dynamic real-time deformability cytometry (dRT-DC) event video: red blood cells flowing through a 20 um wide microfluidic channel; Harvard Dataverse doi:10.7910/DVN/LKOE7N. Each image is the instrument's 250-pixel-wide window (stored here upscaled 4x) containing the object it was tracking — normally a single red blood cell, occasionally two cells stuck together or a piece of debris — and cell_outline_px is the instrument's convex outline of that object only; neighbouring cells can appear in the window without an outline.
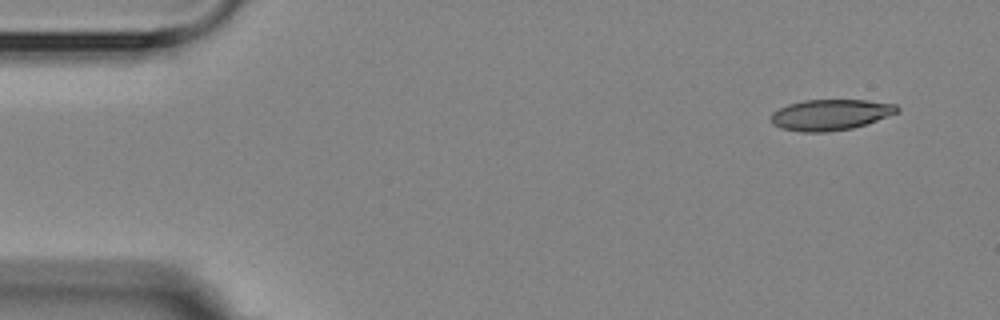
{"species": "Egyptian fruit bat (a non-hibernating species)", "species_latin": "Rousettus aegyptiacus", "temperature_condition": "room temperature", "stored_images_in_passage": 4, "camera_frame_rate_fps": 3000, "um_per_image_px": 0.085, "animal": {"sex": "female"}, "frame": {"image": 1, "passage_image": 1, "time_ms": 0.0, "image_size_px": [1000, 320], "cell_outline_px": [[900, 112], [852, 128], [828, 132], [800, 132], [780, 128], [772, 124], [768, 116], [772, 112], [788, 104], [804, 100], [864, 100], [896, 104], [900, 108]], "centroid_in_image_um": [70.55, 9.75], "position_along_channel_um": 14.5, "area_um2": 22.83}}
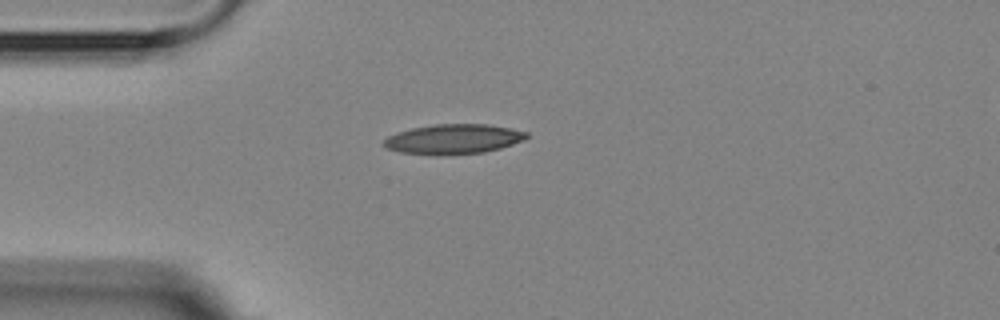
{"frame": {"image": 2, "passage_image": 4, "time_ms": 3.333, "image_size_px": [1000, 320], "cell_outline_px": [[528, 136], [524, 140], [500, 148], [484, 152], [400, 152], [388, 148], [380, 144], [380, 140], [396, 132], [412, 128], [436, 124], [488, 124], [528, 132]], "centroid_in_image_um": [38.53, 11.77], "position_along_channel_um": 46.5, "area_um2": 23.81}}